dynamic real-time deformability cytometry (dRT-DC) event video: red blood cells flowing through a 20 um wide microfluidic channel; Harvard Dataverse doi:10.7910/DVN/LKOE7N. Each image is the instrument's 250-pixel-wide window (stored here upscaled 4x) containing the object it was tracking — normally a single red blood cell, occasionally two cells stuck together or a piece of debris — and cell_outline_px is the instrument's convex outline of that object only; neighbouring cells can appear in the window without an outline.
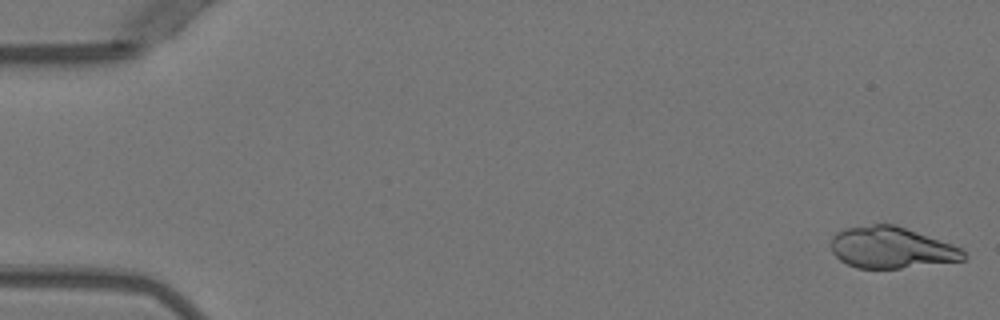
{"species": "Egyptian fruit bat (a non-hibernating species)", "species_latin": "Rousettus aegyptiacus", "temperature_condition": "warm", "stored_images_in_passage": 10, "camera_frame_rate_fps": 3000, "um_per_image_px": 0.085, "animal": {"sex": "female"}, "frame": {"image": 1, "passage_image": 1, "time_ms": 0.0, "image_size_px": [1000, 320], "cell_outline_px": [[968, 256], [964, 260], [900, 268], [856, 268], [840, 260], [832, 252], [832, 236], [836, 232], [844, 228], [872, 224], [896, 224], [952, 244], [960, 248]], "centroid_in_image_um": [75.76, 21.04], "position_along_channel_um": 9.2, "area_um2": 31.96}}